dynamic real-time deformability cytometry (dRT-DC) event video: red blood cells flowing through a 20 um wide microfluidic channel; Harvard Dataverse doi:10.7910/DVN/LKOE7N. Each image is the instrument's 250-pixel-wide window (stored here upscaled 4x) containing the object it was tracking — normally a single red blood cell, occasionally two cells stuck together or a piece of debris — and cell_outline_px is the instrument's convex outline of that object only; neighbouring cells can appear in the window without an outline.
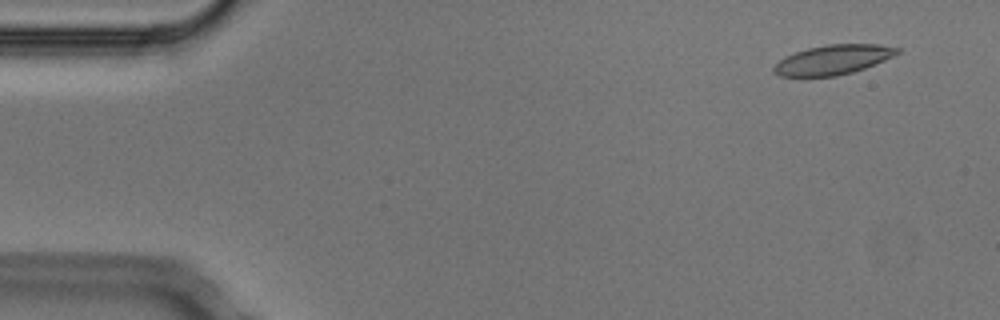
{"species": "Egyptian fruit bat (a non-hibernating species)", "species_latin": "Rousettus aegyptiacus", "temperature_condition": "cold", "stored_images_in_passage": 5, "camera_frame_rate_fps": 3000, "um_per_image_px": 0.085, "animal": {"sex": "male"}, "frame": {"image": 1, "passage_image": 2, "time_ms": 0.333, "image_size_px": [1000, 320], "cell_outline_px": [[900, 52], [884, 60], [864, 68], [852, 72], [836, 76], [780, 76], [772, 72], [772, 68], [784, 56], [808, 48], [828, 44], [876, 44], [900, 48]], "centroid_in_image_um": [70.78, 5.07], "position_along_channel_um": 14.2, "area_um2": 21.1}}
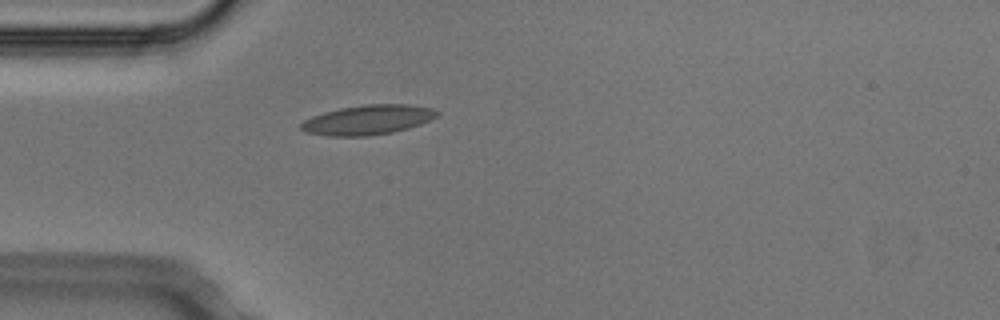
{"frame": {"image": 2, "passage_image": 5, "time_ms": 1.333, "image_size_px": [1000, 320], "cell_outline_px": [[440, 112], [436, 116], [420, 124], [408, 128], [392, 132], [368, 136], [328, 136], [304, 132], [300, 128], [300, 124], [304, 120], [312, 116], [324, 112], [340, 108], [368, 104], [408, 104], [432, 108]], "centroid_in_image_um": [31.23, 10.19], "position_along_channel_um": 53.8, "area_um2": 23.47}}